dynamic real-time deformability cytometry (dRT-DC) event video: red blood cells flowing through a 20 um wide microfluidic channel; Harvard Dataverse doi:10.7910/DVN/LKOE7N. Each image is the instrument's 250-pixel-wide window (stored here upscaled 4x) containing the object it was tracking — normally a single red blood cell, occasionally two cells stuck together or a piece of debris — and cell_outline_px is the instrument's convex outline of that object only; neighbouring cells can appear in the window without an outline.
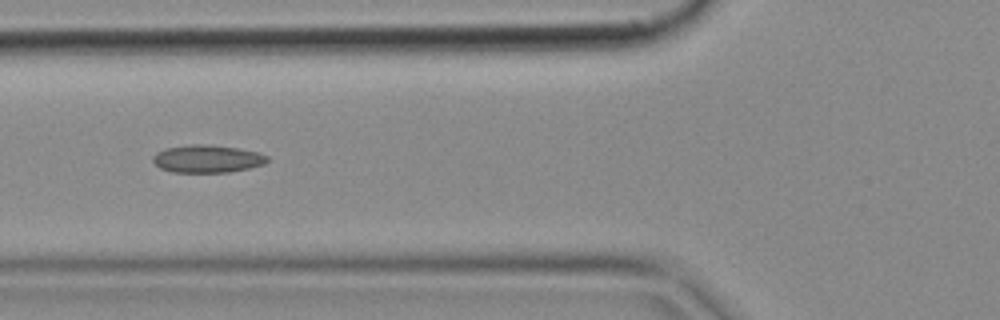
{"species": "common noctule bat (a hibernating species)", "species_latin": "Nyctalus noctula", "temperature_condition": "cold", "stored_images_in_passage": 6, "camera_frame_rate_fps": 3000, "um_per_image_px": 0.085, "animal": {"sex": "female", "body_mass_g": 18.4}, "frame": {"image": 1, "passage_image": 6, "time_ms": 1.667, "image_size_px": [1000, 320], "cell_outline_px": [[268, 160], [264, 164], [248, 168], [228, 172], [172, 172], [160, 168], [152, 160], [152, 156], [156, 152], [164, 148], [188, 144], [208, 144], [240, 148], [260, 152], [268, 156]], "centroid_in_image_um": [17.61, 13.48], "position_along_channel_um": 108.2, "area_um2": 18.67}}